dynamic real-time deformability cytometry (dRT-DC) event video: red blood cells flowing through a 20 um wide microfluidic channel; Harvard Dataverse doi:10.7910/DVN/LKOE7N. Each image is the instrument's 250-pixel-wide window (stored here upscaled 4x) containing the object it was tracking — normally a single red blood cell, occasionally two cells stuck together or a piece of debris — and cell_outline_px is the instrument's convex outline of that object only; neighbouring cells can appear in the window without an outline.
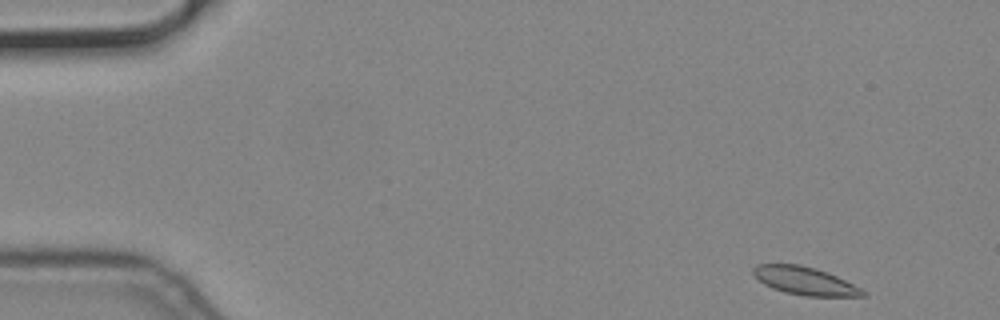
{"species": "common noctule bat (a hibernating species)", "species_latin": "Nyctalus noctula", "temperature_condition": "cold", "stored_images_in_passage": 7, "camera_frame_rate_fps": 3000, "um_per_image_px": 0.085, "animal": {"sex": "male", "body_mass_g": 19.2, "forearm_length_mm": 51.8}, "frame": {"image": 1, "passage_image": 1, "time_ms": 0.0, "image_size_px": [1000, 320], "cell_outline_px": [[868, 296], [804, 296], [784, 292], [772, 288], [764, 284], [752, 272], [752, 268], [756, 264], [800, 264], [816, 268], [828, 272], [868, 292]], "centroid_in_image_um": [68.42, 23.87], "position_along_channel_um": 16.6, "area_um2": 17.86}}
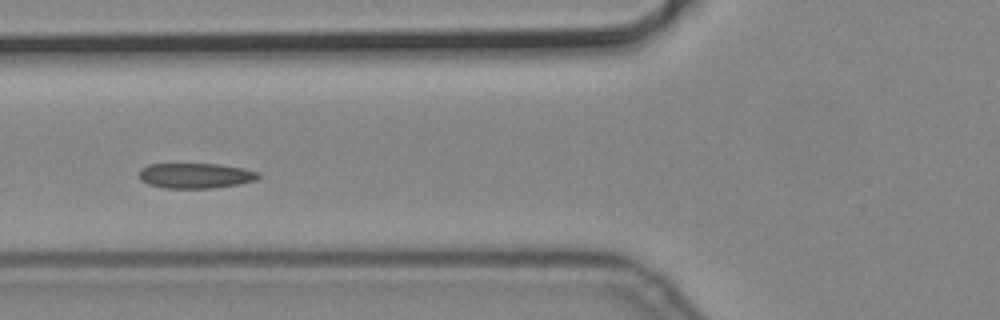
{"frame": {"image": 2, "passage_image": 6, "time_ms": 1.667, "image_size_px": [1000, 320], "cell_outline_px": [[260, 176], [256, 180], [240, 184], [212, 188], [164, 188], [148, 184], [140, 180], [140, 168], [148, 164], [220, 164], [244, 168], [260, 172]], "centroid_in_image_um": [16.64, 14.93], "position_along_channel_um": 109.2, "area_um2": 17.69}}
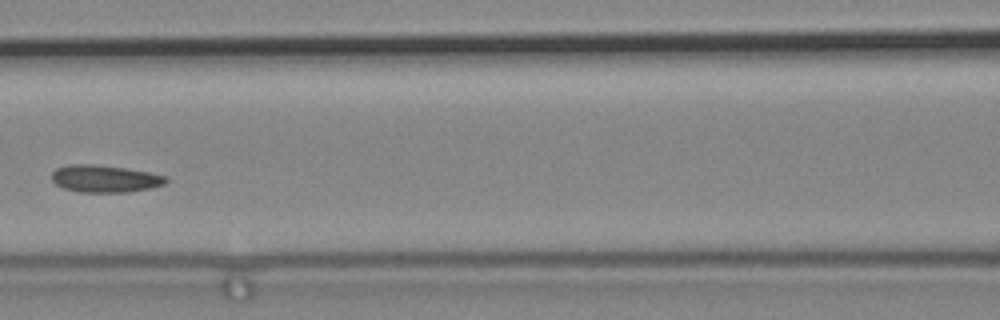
{"frame": {"image": 3, "passage_image": 7, "time_ms": 2.0, "image_size_px": [1000, 320], "cell_outline_px": [[168, 180], [164, 184], [152, 188], [128, 192], [80, 192], [64, 188], [56, 184], [52, 180], [52, 172], [56, 168], [72, 164], [92, 164], [124, 168], [148, 172], [168, 176]], "centroid_in_image_um": [8.93, 15.19], "position_along_channel_um": 157.7, "area_um2": 18.09}}